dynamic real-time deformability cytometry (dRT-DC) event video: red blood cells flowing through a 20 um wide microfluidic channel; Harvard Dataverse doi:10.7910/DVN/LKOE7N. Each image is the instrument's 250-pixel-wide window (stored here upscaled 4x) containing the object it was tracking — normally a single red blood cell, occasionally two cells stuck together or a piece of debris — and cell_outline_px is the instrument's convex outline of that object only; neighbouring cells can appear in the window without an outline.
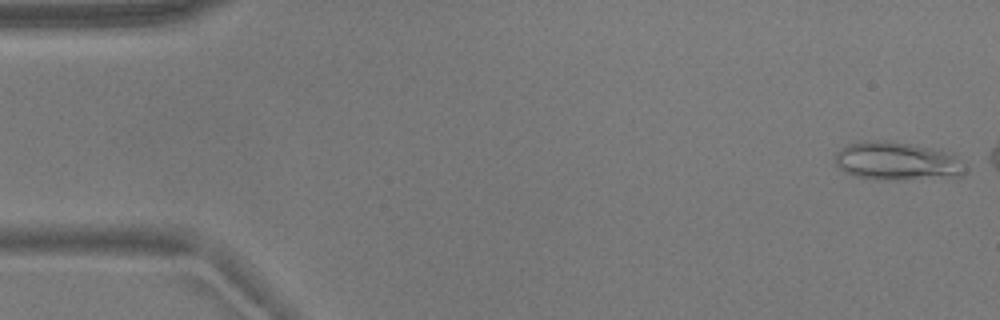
{"species": "common noctule bat (a hibernating species)", "species_latin": "Nyctalus noctula", "temperature_condition": "warm", "stored_images_in_passage": 9, "camera_frame_rate_fps": 3000, "um_per_image_px": 0.085, "animal": {"sex": "male", "body_mass_g": 17.9}, "frame": {"image": 1, "passage_image": 1, "time_ms": 0.0, "image_size_px": [1000, 320], "cell_outline_px": [[964, 172], [960, 176], [900, 180], [884, 180], [856, 176], [844, 172], [836, 164], [836, 152], [848, 144], [872, 140], [876, 140], [912, 144], [940, 148], [952, 152], [956, 156]], "centroid_in_image_um": [76.25, 13.69], "position_along_channel_um": 8.8, "area_um2": 28.9}}